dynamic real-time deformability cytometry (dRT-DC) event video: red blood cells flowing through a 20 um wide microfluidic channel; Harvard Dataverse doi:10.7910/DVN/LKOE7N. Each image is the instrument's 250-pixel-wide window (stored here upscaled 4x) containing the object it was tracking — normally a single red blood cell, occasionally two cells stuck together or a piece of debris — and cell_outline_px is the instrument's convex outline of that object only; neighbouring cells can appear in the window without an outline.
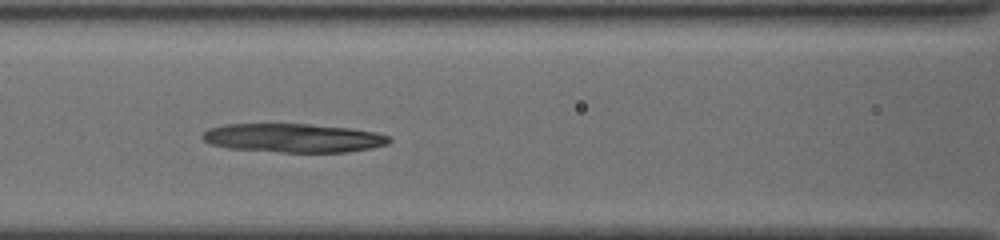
{"species": "common noctule bat (a hibernating species)", "species_latin": "Nyctalus noctula", "temperature_condition": "cold", "stored_images_in_passage": 48, "camera_frame_rate_fps": 3000, "um_per_image_px": 0.085, "animal": {"sex": "female", "body_mass_g": 19.5, "forearm_length_mm": 54.1}, "frame": {"image": 1, "passage_image": 20, "time_ms": 6.333, "image_size_px": [1000, 240], "cell_outline_px": [[392, 140], [388, 144], [372, 148], [348, 152], [280, 152], [228, 148], [208, 144], [200, 136], [208, 128], [224, 124], [308, 124], [352, 128], [376, 132], [388, 136]], "centroid_in_image_um": [24.92, 11.73], "position_along_channel_um": 141.7, "area_um2": 31.56}}
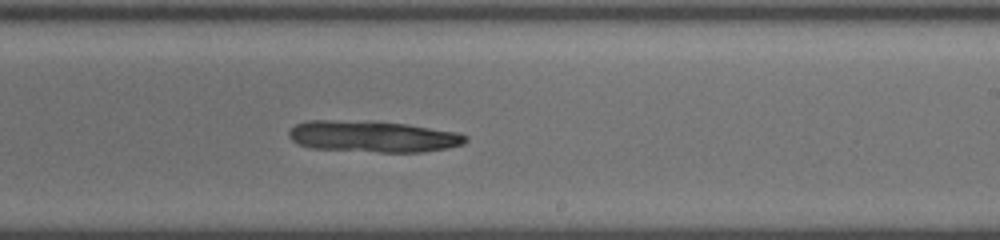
{"frame": {"image": 2, "passage_image": 29, "time_ms": 9.333, "image_size_px": [1000, 240], "cell_outline_px": [[468, 140], [464, 144], [448, 148], [424, 152], [380, 152], [308, 148], [296, 144], [288, 136], [288, 132], [296, 124], [304, 120], [336, 120], [408, 124], [460, 132], [468, 136]], "centroid_in_image_um": [31.71, 11.61], "position_along_channel_um": 257.3, "area_um2": 32.6}}
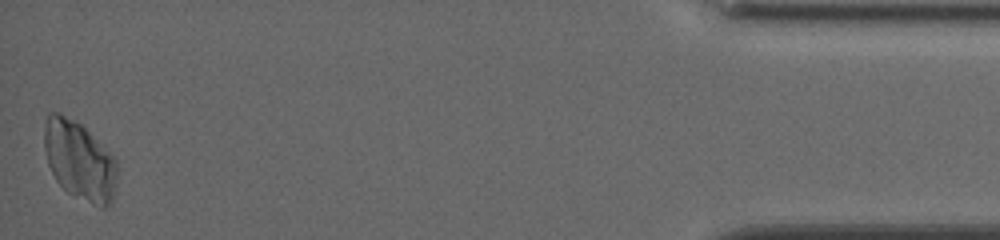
{"frame": {"image": 3, "passage_image": 48, "time_ms": 15.667, "image_size_px": [1000, 240], "cell_outline_px": [[116, 176], [112, 200], [104, 208], [100, 208], [72, 196], [56, 180], [48, 164], [44, 148], [44, 124], [48, 112], [60, 112], [80, 124], [116, 160]], "centroid_in_image_um": [6.71, 13.66], "position_along_channel_um": 428.5, "area_um2": 33.18}}